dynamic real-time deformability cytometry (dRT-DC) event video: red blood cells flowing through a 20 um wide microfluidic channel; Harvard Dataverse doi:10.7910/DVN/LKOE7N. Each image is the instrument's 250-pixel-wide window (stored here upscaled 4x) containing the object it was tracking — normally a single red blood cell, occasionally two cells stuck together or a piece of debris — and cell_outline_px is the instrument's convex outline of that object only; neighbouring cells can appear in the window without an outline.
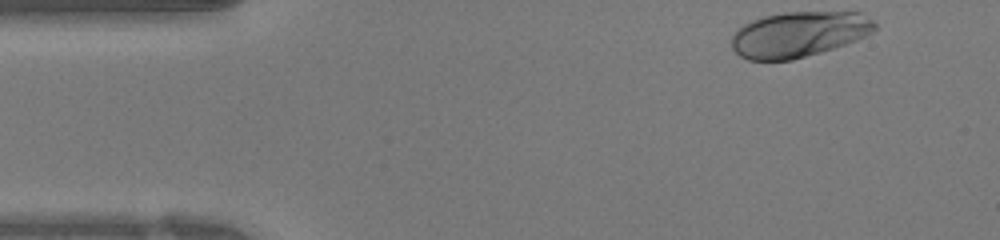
{"species": "human", "species_latin": "Homo sapiens", "temperature_condition": "warm", "stored_images_in_passage": 34, "camera_frame_rate_fps": 3000, "um_per_image_px": 0.085, "donor": {"sex": "female"}, "frame": {"image": 1, "passage_image": 1, "time_ms": 0.0, "image_size_px": [1000, 240], "cell_outline_px": [[876, 28], [872, 32], [856, 40], [820, 52], [792, 60], [748, 60], [740, 56], [732, 48], [732, 36], [744, 24], [752, 20], [764, 16], [784, 12], [860, 12], [872, 20], [876, 24]], "centroid_in_image_um": [67.89, 2.91], "position_along_channel_um": 17.1, "area_um2": 37.69}}
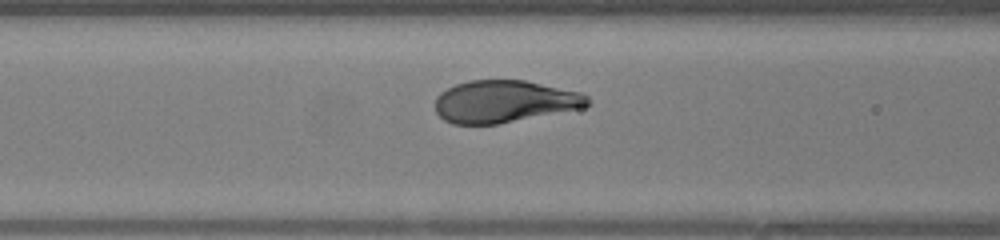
{"frame": {"image": 2, "passage_image": 13, "time_ms": 4.0, "image_size_px": [1000, 240], "cell_outline_px": [[592, 104], [580, 108], [500, 124], [452, 124], [444, 120], [436, 112], [436, 96], [440, 92], [456, 84], [468, 80], [524, 80], [580, 92], [588, 96]], "centroid_in_image_um": [42.86, 8.63], "position_along_channel_um": 123.7, "area_um2": 37.51}}
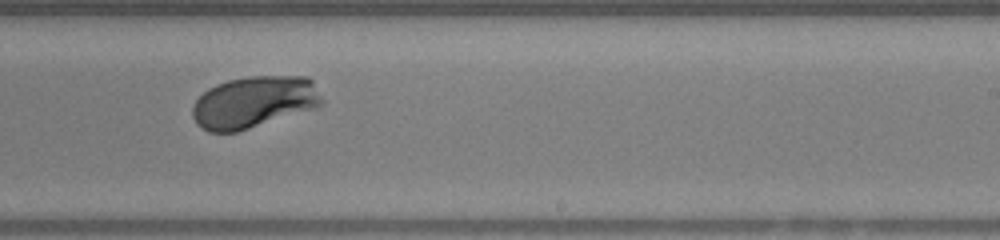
{"frame": {"image": 3, "passage_image": 22, "time_ms": 7.0, "image_size_px": [1000, 240], "cell_outline_px": [[324, 104], [316, 108], [236, 132], [208, 132], [196, 124], [192, 116], [192, 104], [208, 88], [216, 84], [228, 80], [252, 76], [308, 76], [312, 80], [324, 100]], "centroid_in_image_um": [21.59, 8.68], "position_along_channel_um": 267.4, "area_um2": 39.25}}